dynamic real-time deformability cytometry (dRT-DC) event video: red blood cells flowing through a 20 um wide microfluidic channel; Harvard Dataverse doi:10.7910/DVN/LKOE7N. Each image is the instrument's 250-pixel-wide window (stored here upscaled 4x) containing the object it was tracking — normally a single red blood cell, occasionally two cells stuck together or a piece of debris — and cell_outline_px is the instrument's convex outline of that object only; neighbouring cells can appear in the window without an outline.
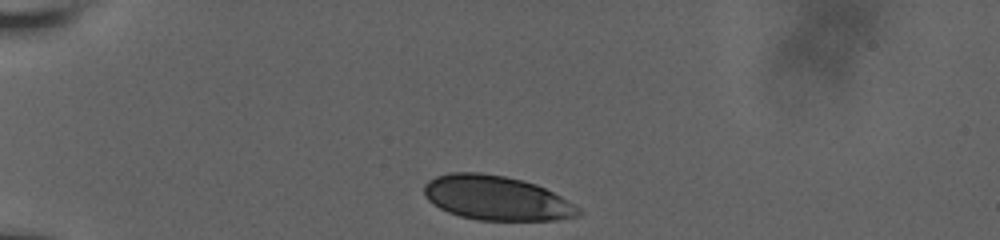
{"species": "human", "species_latin": "Homo sapiens", "temperature_condition": "room temperature", "stored_images_in_passage": 34, "camera_frame_rate_fps": 3000, "um_per_image_px": 0.085, "donor": {"sex": "male"}, "frame": {"image": 1, "passage_image": 1, "time_ms": 0.0, "image_size_px": [1000, 240], "cell_outline_px": [[584, 212], [580, 216], [556, 220], [476, 220], [460, 216], [448, 212], [432, 204], [424, 196], [424, 184], [428, 180], [436, 176], [452, 172], [480, 172], [504, 176], [536, 184], [560, 196], [580, 208]], "centroid_in_image_um": [42.18, 16.84], "position_along_channel_um": 42.8, "area_um2": 40.06}}
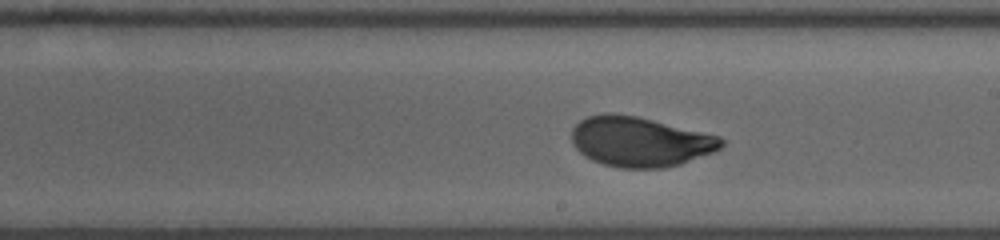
{"frame": {"image": 2, "passage_image": 20, "time_ms": 6.333, "image_size_px": [1000, 240], "cell_outline_px": [[724, 144], [720, 148], [712, 152], [680, 164], [664, 168], [620, 168], [604, 164], [592, 160], [584, 156], [572, 144], [572, 128], [580, 120], [588, 116], [604, 112], [612, 112], [636, 116], [720, 136], [724, 140]], "centroid_in_image_um": [54.37, 12.03], "position_along_channel_um": 234.6, "area_um2": 43.52}}
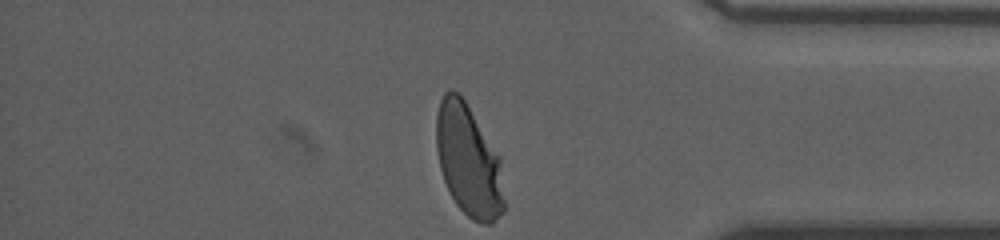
{"frame": {"image": 3, "passage_image": 34, "time_ms": 11.0, "image_size_px": [1000, 240], "cell_outline_px": [[504, 212], [492, 224], [484, 224], [472, 220], [456, 204], [444, 180], [440, 168], [436, 148], [436, 116], [440, 100], [444, 92], [452, 88], [460, 92], [500, 156], [504, 200]], "centroid_in_image_um": [39.82, 13.63], "position_along_channel_um": 395.4, "area_um2": 44.56}, "authors_computed_cell_mechanics": {"area_um2": 43.2633, "velocity_mm_per_s": 3.801, "shape_relaxation_time_tau1_ms": 3.8449, "shape_relaxation_time_tau2_ms": null, "deformation_change_tau1": 0.1708, "deformation_change_tau2": null}}